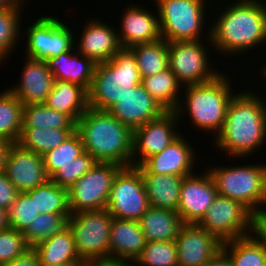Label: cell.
<instances>
[{"label":"cell","mask_w":266,"mask_h":266,"mask_svg":"<svg viewBox=\"0 0 266 266\" xmlns=\"http://www.w3.org/2000/svg\"><path fill=\"white\" fill-rule=\"evenodd\" d=\"M235 2L221 11L206 32L213 49L228 56L266 43V5L260 0Z\"/></svg>","instance_id":"6da1fadb"},{"label":"cell","mask_w":266,"mask_h":266,"mask_svg":"<svg viewBox=\"0 0 266 266\" xmlns=\"http://www.w3.org/2000/svg\"><path fill=\"white\" fill-rule=\"evenodd\" d=\"M255 94L246 90L230 99L223 128L214 139L215 149L239 159L262 148L266 142V112Z\"/></svg>","instance_id":"7a4b0ae2"},{"label":"cell","mask_w":266,"mask_h":266,"mask_svg":"<svg viewBox=\"0 0 266 266\" xmlns=\"http://www.w3.org/2000/svg\"><path fill=\"white\" fill-rule=\"evenodd\" d=\"M84 151L97 162L132 166L133 131L108 111L88 108L76 122Z\"/></svg>","instance_id":"3957f363"},{"label":"cell","mask_w":266,"mask_h":266,"mask_svg":"<svg viewBox=\"0 0 266 266\" xmlns=\"http://www.w3.org/2000/svg\"><path fill=\"white\" fill-rule=\"evenodd\" d=\"M227 78L221 73L210 82L183 86L181 91H185V95L176 109L178 117L181 119L184 112H188L187 116L197 130L214 133L216 137L223 128L228 104L235 94Z\"/></svg>","instance_id":"277c9868"},{"label":"cell","mask_w":266,"mask_h":266,"mask_svg":"<svg viewBox=\"0 0 266 266\" xmlns=\"http://www.w3.org/2000/svg\"><path fill=\"white\" fill-rule=\"evenodd\" d=\"M141 83L134 54L129 48H121L109 61L97 63L88 90L89 107L107 111Z\"/></svg>","instance_id":"5b68a950"},{"label":"cell","mask_w":266,"mask_h":266,"mask_svg":"<svg viewBox=\"0 0 266 266\" xmlns=\"http://www.w3.org/2000/svg\"><path fill=\"white\" fill-rule=\"evenodd\" d=\"M207 170L218 195L241 202L253 214L266 210V164L213 166Z\"/></svg>","instance_id":"8992f818"},{"label":"cell","mask_w":266,"mask_h":266,"mask_svg":"<svg viewBox=\"0 0 266 266\" xmlns=\"http://www.w3.org/2000/svg\"><path fill=\"white\" fill-rule=\"evenodd\" d=\"M113 217L104 208L71 214L68 219L80 259L88 266L110 263V230Z\"/></svg>","instance_id":"52a82bcc"},{"label":"cell","mask_w":266,"mask_h":266,"mask_svg":"<svg viewBox=\"0 0 266 266\" xmlns=\"http://www.w3.org/2000/svg\"><path fill=\"white\" fill-rule=\"evenodd\" d=\"M155 1L163 39L167 42L203 40L201 34L207 20L205 0Z\"/></svg>","instance_id":"ba28073f"},{"label":"cell","mask_w":266,"mask_h":266,"mask_svg":"<svg viewBox=\"0 0 266 266\" xmlns=\"http://www.w3.org/2000/svg\"><path fill=\"white\" fill-rule=\"evenodd\" d=\"M122 168L116 163L97 162L68 190L70 213L106 208L113 181Z\"/></svg>","instance_id":"9c48e42d"},{"label":"cell","mask_w":266,"mask_h":266,"mask_svg":"<svg viewBox=\"0 0 266 266\" xmlns=\"http://www.w3.org/2000/svg\"><path fill=\"white\" fill-rule=\"evenodd\" d=\"M149 207L140 170L123 167L113 181L106 209L114 218L139 221Z\"/></svg>","instance_id":"30bf717a"},{"label":"cell","mask_w":266,"mask_h":266,"mask_svg":"<svg viewBox=\"0 0 266 266\" xmlns=\"http://www.w3.org/2000/svg\"><path fill=\"white\" fill-rule=\"evenodd\" d=\"M59 17L42 16L25 31V57L47 61L75 48V32Z\"/></svg>","instance_id":"8fae6325"},{"label":"cell","mask_w":266,"mask_h":266,"mask_svg":"<svg viewBox=\"0 0 266 266\" xmlns=\"http://www.w3.org/2000/svg\"><path fill=\"white\" fill-rule=\"evenodd\" d=\"M203 42L202 40L168 42L169 68L182 86L204 84L221 74L218 69L213 70L209 66L212 62L208 60L209 50L204 47Z\"/></svg>","instance_id":"7c38bea8"},{"label":"cell","mask_w":266,"mask_h":266,"mask_svg":"<svg viewBox=\"0 0 266 266\" xmlns=\"http://www.w3.org/2000/svg\"><path fill=\"white\" fill-rule=\"evenodd\" d=\"M252 216L241 202L217 195L198 224L224 243L251 235Z\"/></svg>","instance_id":"4fadbf2b"},{"label":"cell","mask_w":266,"mask_h":266,"mask_svg":"<svg viewBox=\"0 0 266 266\" xmlns=\"http://www.w3.org/2000/svg\"><path fill=\"white\" fill-rule=\"evenodd\" d=\"M179 120L176 111H165L156 119L134 129L132 166L141 165L147 158L162 152L177 139L182 134L175 130L177 127L179 128Z\"/></svg>","instance_id":"5bb4252c"},{"label":"cell","mask_w":266,"mask_h":266,"mask_svg":"<svg viewBox=\"0 0 266 266\" xmlns=\"http://www.w3.org/2000/svg\"><path fill=\"white\" fill-rule=\"evenodd\" d=\"M179 266H203L222 250V242L199 224L184 223L175 240Z\"/></svg>","instance_id":"9a60e30c"},{"label":"cell","mask_w":266,"mask_h":266,"mask_svg":"<svg viewBox=\"0 0 266 266\" xmlns=\"http://www.w3.org/2000/svg\"><path fill=\"white\" fill-rule=\"evenodd\" d=\"M203 173H193L183 179L177 209L183 223L198 224L218 195L208 170Z\"/></svg>","instance_id":"2e32d148"},{"label":"cell","mask_w":266,"mask_h":266,"mask_svg":"<svg viewBox=\"0 0 266 266\" xmlns=\"http://www.w3.org/2000/svg\"><path fill=\"white\" fill-rule=\"evenodd\" d=\"M4 173L19 192L34 189L50 179L44 168L43 157L22 148L18 143L11 145Z\"/></svg>","instance_id":"e0dca14e"},{"label":"cell","mask_w":266,"mask_h":266,"mask_svg":"<svg viewBox=\"0 0 266 266\" xmlns=\"http://www.w3.org/2000/svg\"><path fill=\"white\" fill-rule=\"evenodd\" d=\"M107 111L132 131L165 112L142 84L119 98Z\"/></svg>","instance_id":"ac0fdd59"},{"label":"cell","mask_w":266,"mask_h":266,"mask_svg":"<svg viewBox=\"0 0 266 266\" xmlns=\"http://www.w3.org/2000/svg\"><path fill=\"white\" fill-rule=\"evenodd\" d=\"M120 25L117 33L122 48L151 43L162 38L158 14L152 13L147 8L144 9L143 6L130 4L126 7Z\"/></svg>","instance_id":"d6986e66"},{"label":"cell","mask_w":266,"mask_h":266,"mask_svg":"<svg viewBox=\"0 0 266 266\" xmlns=\"http://www.w3.org/2000/svg\"><path fill=\"white\" fill-rule=\"evenodd\" d=\"M86 23L79 41L75 40V50L96 63L109 61L122 48L117 30L95 18Z\"/></svg>","instance_id":"ffe728a7"},{"label":"cell","mask_w":266,"mask_h":266,"mask_svg":"<svg viewBox=\"0 0 266 266\" xmlns=\"http://www.w3.org/2000/svg\"><path fill=\"white\" fill-rule=\"evenodd\" d=\"M23 64L20 83L8 90L15 95L23 105L45 103L52 91L55 79L48 64L43 60L26 57Z\"/></svg>","instance_id":"44dd1931"},{"label":"cell","mask_w":266,"mask_h":266,"mask_svg":"<svg viewBox=\"0 0 266 266\" xmlns=\"http://www.w3.org/2000/svg\"><path fill=\"white\" fill-rule=\"evenodd\" d=\"M180 135L162 152L147 158L141 166L148 172L160 175L188 176L193 174L197 161L194 148ZM195 156V157H194Z\"/></svg>","instance_id":"7402d4cb"},{"label":"cell","mask_w":266,"mask_h":266,"mask_svg":"<svg viewBox=\"0 0 266 266\" xmlns=\"http://www.w3.org/2000/svg\"><path fill=\"white\" fill-rule=\"evenodd\" d=\"M146 245L139 221L114 218L110 230V263L134 261Z\"/></svg>","instance_id":"603a6c76"},{"label":"cell","mask_w":266,"mask_h":266,"mask_svg":"<svg viewBox=\"0 0 266 266\" xmlns=\"http://www.w3.org/2000/svg\"><path fill=\"white\" fill-rule=\"evenodd\" d=\"M73 48L46 62L55 80L68 81L90 89L97 63ZM75 52V54H74Z\"/></svg>","instance_id":"cb8c5ba5"},{"label":"cell","mask_w":266,"mask_h":266,"mask_svg":"<svg viewBox=\"0 0 266 266\" xmlns=\"http://www.w3.org/2000/svg\"><path fill=\"white\" fill-rule=\"evenodd\" d=\"M136 167L141 172L149 205L177 212L181 185L185 176L148 173L141 165Z\"/></svg>","instance_id":"d4e9b609"},{"label":"cell","mask_w":266,"mask_h":266,"mask_svg":"<svg viewBox=\"0 0 266 266\" xmlns=\"http://www.w3.org/2000/svg\"><path fill=\"white\" fill-rule=\"evenodd\" d=\"M44 104L67 115L76 124L89 108L88 91L78 84L55 80Z\"/></svg>","instance_id":"484cf974"},{"label":"cell","mask_w":266,"mask_h":266,"mask_svg":"<svg viewBox=\"0 0 266 266\" xmlns=\"http://www.w3.org/2000/svg\"><path fill=\"white\" fill-rule=\"evenodd\" d=\"M139 224L146 242H150L175 241L184 223L178 212L150 206Z\"/></svg>","instance_id":"4316f807"},{"label":"cell","mask_w":266,"mask_h":266,"mask_svg":"<svg viewBox=\"0 0 266 266\" xmlns=\"http://www.w3.org/2000/svg\"><path fill=\"white\" fill-rule=\"evenodd\" d=\"M41 266H58L69 262L82 261L77 254L73 234L69 227L35 245Z\"/></svg>","instance_id":"83f0119b"},{"label":"cell","mask_w":266,"mask_h":266,"mask_svg":"<svg viewBox=\"0 0 266 266\" xmlns=\"http://www.w3.org/2000/svg\"><path fill=\"white\" fill-rule=\"evenodd\" d=\"M141 84L165 111H176L182 99L179 94L182 86L170 68L144 77Z\"/></svg>","instance_id":"f1b7e54d"},{"label":"cell","mask_w":266,"mask_h":266,"mask_svg":"<svg viewBox=\"0 0 266 266\" xmlns=\"http://www.w3.org/2000/svg\"><path fill=\"white\" fill-rule=\"evenodd\" d=\"M129 49L136 58L142 79L169 68L168 42L163 38L151 43L137 44Z\"/></svg>","instance_id":"f546056e"},{"label":"cell","mask_w":266,"mask_h":266,"mask_svg":"<svg viewBox=\"0 0 266 266\" xmlns=\"http://www.w3.org/2000/svg\"><path fill=\"white\" fill-rule=\"evenodd\" d=\"M222 251L233 266H266V249L252 234L224 242Z\"/></svg>","instance_id":"4dcf8cb0"},{"label":"cell","mask_w":266,"mask_h":266,"mask_svg":"<svg viewBox=\"0 0 266 266\" xmlns=\"http://www.w3.org/2000/svg\"><path fill=\"white\" fill-rule=\"evenodd\" d=\"M25 193L31 199H34L36 210L40 214L71 215L68 189L60 187L50 179L45 184L28 190Z\"/></svg>","instance_id":"1f68e13d"},{"label":"cell","mask_w":266,"mask_h":266,"mask_svg":"<svg viewBox=\"0 0 266 266\" xmlns=\"http://www.w3.org/2000/svg\"><path fill=\"white\" fill-rule=\"evenodd\" d=\"M23 104L8 88L0 93V139L17 143L22 132Z\"/></svg>","instance_id":"d6a6232c"},{"label":"cell","mask_w":266,"mask_h":266,"mask_svg":"<svg viewBox=\"0 0 266 266\" xmlns=\"http://www.w3.org/2000/svg\"><path fill=\"white\" fill-rule=\"evenodd\" d=\"M75 129L22 128L18 144L36 154L44 155L59 146Z\"/></svg>","instance_id":"836d02e7"},{"label":"cell","mask_w":266,"mask_h":266,"mask_svg":"<svg viewBox=\"0 0 266 266\" xmlns=\"http://www.w3.org/2000/svg\"><path fill=\"white\" fill-rule=\"evenodd\" d=\"M75 129L76 124L65 114L44 103L23 106L22 128Z\"/></svg>","instance_id":"e575fe53"},{"label":"cell","mask_w":266,"mask_h":266,"mask_svg":"<svg viewBox=\"0 0 266 266\" xmlns=\"http://www.w3.org/2000/svg\"><path fill=\"white\" fill-rule=\"evenodd\" d=\"M79 133L75 130L59 146L47 151L43 157L44 168L50 178L55 172L84 153Z\"/></svg>","instance_id":"d590c367"},{"label":"cell","mask_w":266,"mask_h":266,"mask_svg":"<svg viewBox=\"0 0 266 266\" xmlns=\"http://www.w3.org/2000/svg\"><path fill=\"white\" fill-rule=\"evenodd\" d=\"M24 3L25 1L16 7L0 9V64L8 59L7 57L13 53L15 45L20 40L22 27L20 17H22L23 6H26Z\"/></svg>","instance_id":"8d00e7d4"},{"label":"cell","mask_w":266,"mask_h":266,"mask_svg":"<svg viewBox=\"0 0 266 266\" xmlns=\"http://www.w3.org/2000/svg\"><path fill=\"white\" fill-rule=\"evenodd\" d=\"M70 215L54 213L39 214L35 220L22 232L29 247H34L40 242L52 238L68 227Z\"/></svg>","instance_id":"74e56055"},{"label":"cell","mask_w":266,"mask_h":266,"mask_svg":"<svg viewBox=\"0 0 266 266\" xmlns=\"http://www.w3.org/2000/svg\"><path fill=\"white\" fill-rule=\"evenodd\" d=\"M135 262L139 266H179L176 243L175 241L146 242Z\"/></svg>","instance_id":"f35d334b"},{"label":"cell","mask_w":266,"mask_h":266,"mask_svg":"<svg viewBox=\"0 0 266 266\" xmlns=\"http://www.w3.org/2000/svg\"><path fill=\"white\" fill-rule=\"evenodd\" d=\"M96 159L87 152H84L78 158L74 159L72 163L63 166L60 170L55 172L50 180L60 187L70 189L84 174H86L94 165Z\"/></svg>","instance_id":"ab89813d"},{"label":"cell","mask_w":266,"mask_h":266,"mask_svg":"<svg viewBox=\"0 0 266 266\" xmlns=\"http://www.w3.org/2000/svg\"><path fill=\"white\" fill-rule=\"evenodd\" d=\"M39 214L34 199L25 192H19L16 201L8 210L10 227L22 233Z\"/></svg>","instance_id":"60d3db41"},{"label":"cell","mask_w":266,"mask_h":266,"mask_svg":"<svg viewBox=\"0 0 266 266\" xmlns=\"http://www.w3.org/2000/svg\"><path fill=\"white\" fill-rule=\"evenodd\" d=\"M29 248L21 232L11 227L0 231V266L14 260Z\"/></svg>","instance_id":"b9f144b4"},{"label":"cell","mask_w":266,"mask_h":266,"mask_svg":"<svg viewBox=\"0 0 266 266\" xmlns=\"http://www.w3.org/2000/svg\"><path fill=\"white\" fill-rule=\"evenodd\" d=\"M19 191L11 184L6 174L0 172V208L9 210L16 201Z\"/></svg>","instance_id":"7bdbcfd3"},{"label":"cell","mask_w":266,"mask_h":266,"mask_svg":"<svg viewBox=\"0 0 266 266\" xmlns=\"http://www.w3.org/2000/svg\"><path fill=\"white\" fill-rule=\"evenodd\" d=\"M252 235L266 249V210L253 214Z\"/></svg>","instance_id":"ee69618b"},{"label":"cell","mask_w":266,"mask_h":266,"mask_svg":"<svg viewBox=\"0 0 266 266\" xmlns=\"http://www.w3.org/2000/svg\"><path fill=\"white\" fill-rule=\"evenodd\" d=\"M2 266H41V264L36 251L30 247L22 255Z\"/></svg>","instance_id":"f6af8a7d"},{"label":"cell","mask_w":266,"mask_h":266,"mask_svg":"<svg viewBox=\"0 0 266 266\" xmlns=\"http://www.w3.org/2000/svg\"><path fill=\"white\" fill-rule=\"evenodd\" d=\"M203 266H233L229 257L221 250L215 257Z\"/></svg>","instance_id":"bcb514c9"},{"label":"cell","mask_w":266,"mask_h":266,"mask_svg":"<svg viewBox=\"0 0 266 266\" xmlns=\"http://www.w3.org/2000/svg\"><path fill=\"white\" fill-rule=\"evenodd\" d=\"M12 144L13 143L0 139V172H3L5 169L7 156Z\"/></svg>","instance_id":"7dc6e473"},{"label":"cell","mask_w":266,"mask_h":266,"mask_svg":"<svg viewBox=\"0 0 266 266\" xmlns=\"http://www.w3.org/2000/svg\"><path fill=\"white\" fill-rule=\"evenodd\" d=\"M10 228L8 210L0 208V231Z\"/></svg>","instance_id":"c3c4849f"},{"label":"cell","mask_w":266,"mask_h":266,"mask_svg":"<svg viewBox=\"0 0 266 266\" xmlns=\"http://www.w3.org/2000/svg\"><path fill=\"white\" fill-rule=\"evenodd\" d=\"M23 0H0V9L19 6Z\"/></svg>","instance_id":"681fc988"},{"label":"cell","mask_w":266,"mask_h":266,"mask_svg":"<svg viewBox=\"0 0 266 266\" xmlns=\"http://www.w3.org/2000/svg\"><path fill=\"white\" fill-rule=\"evenodd\" d=\"M136 265L139 266L134 261L133 262L132 261H128V262H112V263L106 264L105 266H136Z\"/></svg>","instance_id":"f907efd6"},{"label":"cell","mask_w":266,"mask_h":266,"mask_svg":"<svg viewBox=\"0 0 266 266\" xmlns=\"http://www.w3.org/2000/svg\"><path fill=\"white\" fill-rule=\"evenodd\" d=\"M58 266H88V265L83 261H76V262H69L66 264L58 265Z\"/></svg>","instance_id":"816d5d0a"},{"label":"cell","mask_w":266,"mask_h":266,"mask_svg":"<svg viewBox=\"0 0 266 266\" xmlns=\"http://www.w3.org/2000/svg\"><path fill=\"white\" fill-rule=\"evenodd\" d=\"M258 100H259V102H260L261 107H262L263 110L266 112V100L263 99V98H260V97H258ZM264 100H265V103H264Z\"/></svg>","instance_id":"f5cc1de1"},{"label":"cell","mask_w":266,"mask_h":266,"mask_svg":"<svg viewBox=\"0 0 266 266\" xmlns=\"http://www.w3.org/2000/svg\"><path fill=\"white\" fill-rule=\"evenodd\" d=\"M260 70H262V73L261 74H263V77H266V65L263 66V68L260 69Z\"/></svg>","instance_id":"db71d44e"}]
</instances>
